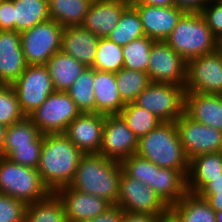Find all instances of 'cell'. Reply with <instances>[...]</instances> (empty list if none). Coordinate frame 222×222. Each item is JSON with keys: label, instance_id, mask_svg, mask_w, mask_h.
Segmentation results:
<instances>
[{"label": "cell", "instance_id": "5bb4252c", "mask_svg": "<svg viewBox=\"0 0 222 222\" xmlns=\"http://www.w3.org/2000/svg\"><path fill=\"white\" fill-rule=\"evenodd\" d=\"M138 140L120 114L106 115L99 154L121 162L136 154Z\"/></svg>", "mask_w": 222, "mask_h": 222}, {"label": "cell", "instance_id": "60d3db41", "mask_svg": "<svg viewBox=\"0 0 222 222\" xmlns=\"http://www.w3.org/2000/svg\"><path fill=\"white\" fill-rule=\"evenodd\" d=\"M214 37L222 40V1L207 3L201 12Z\"/></svg>", "mask_w": 222, "mask_h": 222}, {"label": "cell", "instance_id": "ab89813d", "mask_svg": "<svg viewBox=\"0 0 222 222\" xmlns=\"http://www.w3.org/2000/svg\"><path fill=\"white\" fill-rule=\"evenodd\" d=\"M27 205L0 193V222H25Z\"/></svg>", "mask_w": 222, "mask_h": 222}, {"label": "cell", "instance_id": "8992f818", "mask_svg": "<svg viewBox=\"0 0 222 222\" xmlns=\"http://www.w3.org/2000/svg\"><path fill=\"white\" fill-rule=\"evenodd\" d=\"M185 93V86L150 82L134 103L162 122H175L184 114Z\"/></svg>", "mask_w": 222, "mask_h": 222}, {"label": "cell", "instance_id": "8fae6325", "mask_svg": "<svg viewBox=\"0 0 222 222\" xmlns=\"http://www.w3.org/2000/svg\"><path fill=\"white\" fill-rule=\"evenodd\" d=\"M185 91L200 94L222 92V50L220 48L187 62Z\"/></svg>", "mask_w": 222, "mask_h": 222}, {"label": "cell", "instance_id": "681fc988", "mask_svg": "<svg viewBox=\"0 0 222 222\" xmlns=\"http://www.w3.org/2000/svg\"><path fill=\"white\" fill-rule=\"evenodd\" d=\"M157 222H179L176 217L169 211L168 213L158 217Z\"/></svg>", "mask_w": 222, "mask_h": 222}, {"label": "cell", "instance_id": "ba28073f", "mask_svg": "<svg viewBox=\"0 0 222 222\" xmlns=\"http://www.w3.org/2000/svg\"><path fill=\"white\" fill-rule=\"evenodd\" d=\"M81 113L66 91H54L28 118L42 134L64 133Z\"/></svg>", "mask_w": 222, "mask_h": 222}, {"label": "cell", "instance_id": "f907efd6", "mask_svg": "<svg viewBox=\"0 0 222 222\" xmlns=\"http://www.w3.org/2000/svg\"><path fill=\"white\" fill-rule=\"evenodd\" d=\"M6 130H7V127L0 124V154L2 153V149L4 146Z\"/></svg>", "mask_w": 222, "mask_h": 222}, {"label": "cell", "instance_id": "7c38bea8", "mask_svg": "<svg viewBox=\"0 0 222 222\" xmlns=\"http://www.w3.org/2000/svg\"><path fill=\"white\" fill-rule=\"evenodd\" d=\"M117 205L126 212L148 213L158 217L169 212L170 207L150 187L136 179L121 174Z\"/></svg>", "mask_w": 222, "mask_h": 222}, {"label": "cell", "instance_id": "e0dca14e", "mask_svg": "<svg viewBox=\"0 0 222 222\" xmlns=\"http://www.w3.org/2000/svg\"><path fill=\"white\" fill-rule=\"evenodd\" d=\"M131 5L140 15L145 36L155 41H165L185 13L176 6Z\"/></svg>", "mask_w": 222, "mask_h": 222}, {"label": "cell", "instance_id": "83f0119b", "mask_svg": "<svg viewBox=\"0 0 222 222\" xmlns=\"http://www.w3.org/2000/svg\"><path fill=\"white\" fill-rule=\"evenodd\" d=\"M93 0H48L50 19L63 27L82 25Z\"/></svg>", "mask_w": 222, "mask_h": 222}, {"label": "cell", "instance_id": "277c9868", "mask_svg": "<svg viewBox=\"0 0 222 222\" xmlns=\"http://www.w3.org/2000/svg\"><path fill=\"white\" fill-rule=\"evenodd\" d=\"M165 42L187 62L219 48L201 13L185 12Z\"/></svg>", "mask_w": 222, "mask_h": 222}, {"label": "cell", "instance_id": "44dd1931", "mask_svg": "<svg viewBox=\"0 0 222 222\" xmlns=\"http://www.w3.org/2000/svg\"><path fill=\"white\" fill-rule=\"evenodd\" d=\"M99 37L82 25L64 27L61 51L77 59L86 67L95 61Z\"/></svg>", "mask_w": 222, "mask_h": 222}, {"label": "cell", "instance_id": "7bdbcfd3", "mask_svg": "<svg viewBox=\"0 0 222 222\" xmlns=\"http://www.w3.org/2000/svg\"><path fill=\"white\" fill-rule=\"evenodd\" d=\"M124 210L118 205H111L103 213L86 222H121Z\"/></svg>", "mask_w": 222, "mask_h": 222}, {"label": "cell", "instance_id": "ee69618b", "mask_svg": "<svg viewBox=\"0 0 222 222\" xmlns=\"http://www.w3.org/2000/svg\"><path fill=\"white\" fill-rule=\"evenodd\" d=\"M174 6L189 13H201L207 5L206 0H173Z\"/></svg>", "mask_w": 222, "mask_h": 222}, {"label": "cell", "instance_id": "5b68a950", "mask_svg": "<svg viewBox=\"0 0 222 222\" xmlns=\"http://www.w3.org/2000/svg\"><path fill=\"white\" fill-rule=\"evenodd\" d=\"M0 193L28 205L46 198L51 191L42 182L37 169L0 156Z\"/></svg>", "mask_w": 222, "mask_h": 222}, {"label": "cell", "instance_id": "2e32d148", "mask_svg": "<svg viewBox=\"0 0 222 222\" xmlns=\"http://www.w3.org/2000/svg\"><path fill=\"white\" fill-rule=\"evenodd\" d=\"M55 193L63 203L68 222H86L111 206L105 199L79 192L69 185L57 189Z\"/></svg>", "mask_w": 222, "mask_h": 222}, {"label": "cell", "instance_id": "f35d334b", "mask_svg": "<svg viewBox=\"0 0 222 222\" xmlns=\"http://www.w3.org/2000/svg\"><path fill=\"white\" fill-rule=\"evenodd\" d=\"M120 163L123 172L127 176L136 179L147 186H149V183H152L153 162L150 160L134 154L122 160Z\"/></svg>", "mask_w": 222, "mask_h": 222}, {"label": "cell", "instance_id": "30bf717a", "mask_svg": "<svg viewBox=\"0 0 222 222\" xmlns=\"http://www.w3.org/2000/svg\"><path fill=\"white\" fill-rule=\"evenodd\" d=\"M175 124L183 151L189 160L201 154L222 152V131L196 122L185 113Z\"/></svg>", "mask_w": 222, "mask_h": 222}, {"label": "cell", "instance_id": "1f68e13d", "mask_svg": "<svg viewBox=\"0 0 222 222\" xmlns=\"http://www.w3.org/2000/svg\"><path fill=\"white\" fill-rule=\"evenodd\" d=\"M115 79L118 93L125 104L134 102L138 95L151 82L146 72L126 68H122L116 72Z\"/></svg>", "mask_w": 222, "mask_h": 222}, {"label": "cell", "instance_id": "7dc6e473", "mask_svg": "<svg viewBox=\"0 0 222 222\" xmlns=\"http://www.w3.org/2000/svg\"><path fill=\"white\" fill-rule=\"evenodd\" d=\"M131 4H144L150 6L168 7L174 6L173 0H130Z\"/></svg>", "mask_w": 222, "mask_h": 222}, {"label": "cell", "instance_id": "bcb514c9", "mask_svg": "<svg viewBox=\"0 0 222 222\" xmlns=\"http://www.w3.org/2000/svg\"><path fill=\"white\" fill-rule=\"evenodd\" d=\"M158 216L148 213H132L124 211L121 222H157Z\"/></svg>", "mask_w": 222, "mask_h": 222}, {"label": "cell", "instance_id": "74e56055", "mask_svg": "<svg viewBox=\"0 0 222 222\" xmlns=\"http://www.w3.org/2000/svg\"><path fill=\"white\" fill-rule=\"evenodd\" d=\"M43 144V134L41 133L30 145L14 146V150L7 156L12 162L37 169L41 149Z\"/></svg>", "mask_w": 222, "mask_h": 222}, {"label": "cell", "instance_id": "d6986e66", "mask_svg": "<svg viewBox=\"0 0 222 222\" xmlns=\"http://www.w3.org/2000/svg\"><path fill=\"white\" fill-rule=\"evenodd\" d=\"M26 67L20 33L0 30V84L12 85Z\"/></svg>", "mask_w": 222, "mask_h": 222}, {"label": "cell", "instance_id": "f5cc1de1", "mask_svg": "<svg viewBox=\"0 0 222 222\" xmlns=\"http://www.w3.org/2000/svg\"><path fill=\"white\" fill-rule=\"evenodd\" d=\"M218 1H222V0H206V3L218 2Z\"/></svg>", "mask_w": 222, "mask_h": 222}, {"label": "cell", "instance_id": "cb8c5ba5", "mask_svg": "<svg viewBox=\"0 0 222 222\" xmlns=\"http://www.w3.org/2000/svg\"><path fill=\"white\" fill-rule=\"evenodd\" d=\"M217 177H222V152L201 154L189 160V193L197 194L209 181Z\"/></svg>", "mask_w": 222, "mask_h": 222}, {"label": "cell", "instance_id": "f1b7e54d", "mask_svg": "<svg viewBox=\"0 0 222 222\" xmlns=\"http://www.w3.org/2000/svg\"><path fill=\"white\" fill-rule=\"evenodd\" d=\"M25 222H68L61 199L55 192L46 198L28 204Z\"/></svg>", "mask_w": 222, "mask_h": 222}, {"label": "cell", "instance_id": "3957f363", "mask_svg": "<svg viewBox=\"0 0 222 222\" xmlns=\"http://www.w3.org/2000/svg\"><path fill=\"white\" fill-rule=\"evenodd\" d=\"M136 154L161 168L180 170L187 177L189 159L183 151L175 122H161L141 137Z\"/></svg>", "mask_w": 222, "mask_h": 222}, {"label": "cell", "instance_id": "f546056e", "mask_svg": "<svg viewBox=\"0 0 222 222\" xmlns=\"http://www.w3.org/2000/svg\"><path fill=\"white\" fill-rule=\"evenodd\" d=\"M145 36L141 18L137 10L130 4L121 14L116 27L107 38L119 46H125L131 41Z\"/></svg>", "mask_w": 222, "mask_h": 222}, {"label": "cell", "instance_id": "484cf974", "mask_svg": "<svg viewBox=\"0 0 222 222\" xmlns=\"http://www.w3.org/2000/svg\"><path fill=\"white\" fill-rule=\"evenodd\" d=\"M169 211L179 222H216L215 211L197 194L187 192Z\"/></svg>", "mask_w": 222, "mask_h": 222}, {"label": "cell", "instance_id": "8d00e7d4", "mask_svg": "<svg viewBox=\"0 0 222 222\" xmlns=\"http://www.w3.org/2000/svg\"><path fill=\"white\" fill-rule=\"evenodd\" d=\"M26 116L20 109L17 94L10 84H0V124L8 127Z\"/></svg>", "mask_w": 222, "mask_h": 222}, {"label": "cell", "instance_id": "603a6c76", "mask_svg": "<svg viewBox=\"0 0 222 222\" xmlns=\"http://www.w3.org/2000/svg\"><path fill=\"white\" fill-rule=\"evenodd\" d=\"M95 113L120 114L125 103L118 93L115 73L94 69Z\"/></svg>", "mask_w": 222, "mask_h": 222}, {"label": "cell", "instance_id": "db71d44e", "mask_svg": "<svg viewBox=\"0 0 222 222\" xmlns=\"http://www.w3.org/2000/svg\"><path fill=\"white\" fill-rule=\"evenodd\" d=\"M219 48L222 50V40L219 42Z\"/></svg>", "mask_w": 222, "mask_h": 222}, {"label": "cell", "instance_id": "e575fe53", "mask_svg": "<svg viewBox=\"0 0 222 222\" xmlns=\"http://www.w3.org/2000/svg\"><path fill=\"white\" fill-rule=\"evenodd\" d=\"M154 42L155 40L142 36L123 46V68L147 73L149 55Z\"/></svg>", "mask_w": 222, "mask_h": 222}, {"label": "cell", "instance_id": "9c48e42d", "mask_svg": "<svg viewBox=\"0 0 222 222\" xmlns=\"http://www.w3.org/2000/svg\"><path fill=\"white\" fill-rule=\"evenodd\" d=\"M23 114L28 117L55 91L45 64L27 65L12 84Z\"/></svg>", "mask_w": 222, "mask_h": 222}, {"label": "cell", "instance_id": "9a60e30c", "mask_svg": "<svg viewBox=\"0 0 222 222\" xmlns=\"http://www.w3.org/2000/svg\"><path fill=\"white\" fill-rule=\"evenodd\" d=\"M105 117L95 112L80 113L64 134L84 154H99Z\"/></svg>", "mask_w": 222, "mask_h": 222}, {"label": "cell", "instance_id": "ac0fdd59", "mask_svg": "<svg viewBox=\"0 0 222 222\" xmlns=\"http://www.w3.org/2000/svg\"><path fill=\"white\" fill-rule=\"evenodd\" d=\"M130 0H93L82 26L99 38L107 37L119 22Z\"/></svg>", "mask_w": 222, "mask_h": 222}, {"label": "cell", "instance_id": "d4e9b609", "mask_svg": "<svg viewBox=\"0 0 222 222\" xmlns=\"http://www.w3.org/2000/svg\"><path fill=\"white\" fill-rule=\"evenodd\" d=\"M45 65L55 91H67L86 68L77 59L62 51L53 54Z\"/></svg>", "mask_w": 222, "mask_h": 222}, {"label": "cell", "instance_id": "52a82bcc", "mask_svg": "<svg viewBox=\"0 0 222 222\" xmlns=\"http://www.w3.org/2000/svg\"><path fill=\"white\" fill-rule=\"evenodd\" d=\"M63 31V26L49 19L21 32L26 64H46L53 54L61 51Z\"/></svg>", "mask_w": 222, "mask_h": 222}, {"label": "cell", "instance_id": "4dcf8cb0", "mask_svg": "<svg viewBox=\"0 0 222 222\" xmlns=\"http://www.w3.org/2000/svg\"><path fill=\"white\" fill-rule=\"evenodd\" d=\"M66 92L81 113L95 112L94 68L86 67Z\"/></svg>", "mask_w": 222, "mask_h": 222}, {"label": "cell", "instance_id": "f6af8a7d", "mask_svg": "<svg viewBox=\"0 0 222 222\" xmlns=\"http://www.w3.org/2000/svg\"><path fill=\"white\" fill-rule=\"evenodd\" d=\"M197 195L205 199L215 212L222 211V191L221 192H198Z\"/></svg>", "mask_w": 222, "mask_h": 222}, {"label": "cell", "instance_id": "7a4b0ae2", "mask_svg": "<svg viewBox=\"0 0 222 222\" xmlns=\"http://www.w3.org/2000/svg\"><path fill=\"white\" fill-rule=\"evenodd\" d=\"M122 172L120 161L100 154H84L69 186L79 192L103 198L111 205H117Z\"/></svg>", "mask_w": 222, "mask_h": 222}, {"label": "cell", "instance_id": "d590c367", "mask_svg": "<svg viewBox=\"0 0 222 222\" xmlns=\"http://www.w3.org/2000/svg\"><path fill=\"white\" fill-rule=\"evenodd\" d=\"M124 56L122 46L109 40L107 37L99 38L93 68L95 70L116 73L123 68Z\"/></svg>", "mask_w": 222, "mask_h": 222}, {"label": "cell", "instance_id": "b9f144b4", "mask_svg": "<svg viewBox=\"0 0 222 222\" xmlns=\"http://www.w3.org/2000/svg\"><path fill=\"white\" fill-rule=\"evenodd\" d=\"M0 30L14 31V0L0 3Z\"/></svg>", "mask_w": 222, "mask_h": 222}, {"label": "cell", "instance_id": "4fadbf2b", "mask_svg": "<svg viewBox=\"0 0 222 222\" xmlns=\"http://www.w3.org/2000/svg\"><path fill=\"white\" fill-rule=\"evenodd\" d=\"M147 74L151 82L185 86L187 61L165 41H155L151 47Z\"/></svg>", "mask_w": 222, "mask_h": 222}, {"label": "cell", "instance_id": "6da1fadb", "mask_svg": "<svg viewBox=\"0 0 222 222\" xmlns=\"http://www.w3.org/2000/svg\"><path fill=\"white\" fill-rule=\"evenodd\" d=\"M84 155L64 133L43 134V144L37 171L51 192L68 186Z\"/></svg>", "mask_w": 222, "mask_h": 222}, {"label": "cell", "instance_id": "c3c4849f", "mask_svg": "<svg viewBox=\"0 0 222 222\" xmlns=\"http://www.w3.org/2000/svg\"><path fill=\"white\" fill-rule=\"evenodd\" d=\"M222 177H217L209 181L199 192H221Z\"/></svg>", "mask_w": 222, "mask_h": 222}, {"label": "cell", "instance_id": "d6a6232c", "mask_svg": "<svg viewBox=\"0 0 222 222\" xmlns=\"http://www.w3.org/2000/svg\"><path fill=\"white\" fill-rule=\"evenodd\" d=\"M120 115L138 139L154 130L162 122L154 114L134 102L125 104Z\"/></svg>", "mask_w": 222, "mask_h": 222}, {"label": "cell", "instance_id": "836d02e7", "mask_svg": "<svg viewBox=\"0 0 222 222\" xmlns=\"http://www.w3.org/2000/svg\"><path fill=\"white\" fill-rule=\"evenodd\" d=\"M41 132L37 126L25 117L22 121L11 124L7 127L5 142L0 156L7 157L13 150L14 146L30 145Z\"/></svg>", "mask_w": 222, "mask_h": 222}, {"label": "cell", "instance_id": "ffe728a7", "mask_svg": "<svg viewBox=\"0 0 222 222\" xmlns=\"http://www.w3.org/2000/svg\"><path fill=\"white\" fill-rule=\"evenodd\" d=\"M184 113L196 122L222 131V100L219 94L186 92Z\"/></svg>", "mask_w": 222, "mask_h": 222}, {"label": "cell", "instance_id": "816d5d0a", "mask_svg": "<svg viewBox=\"0 0 222 222\" xmlns=\"http://www.w3.org/2000/svg\"><path fill=\"white\" fill-rule=\"evenodd\" d=\"M216 222H222V211L215 212Z\"/></svg>", "mask_w": 222, "mask_h": 222}, {"label": "cell", "instance_id": "4316f807", "mask_svg": "<svg viewBox=\"0 0 222 222\" xmlns=\"http://www.w3.org/2000/svg\"><path fill=\"white\" fill-rule=\"evenodd\" d=\"M49 19L48 0H14V31L21 33Z\"/></svg>", "mask_w": 222, "mask_h": 222}, {"label": "cell", "instance_id": "7402d4cb", "mask_svg": "<svg viewBox=\"0 0 222 222\" xmlns=\"http://www.w3.org/2000/svg\"><path fill=\"white\" fill-rule=\"evenodd\" d=\"M149 186L170 207L187 192V177L175 169L161 168L153 163L152 183Z\"/></svg>", "mask_w": 222, "mask_h": 222}]
</instances>
